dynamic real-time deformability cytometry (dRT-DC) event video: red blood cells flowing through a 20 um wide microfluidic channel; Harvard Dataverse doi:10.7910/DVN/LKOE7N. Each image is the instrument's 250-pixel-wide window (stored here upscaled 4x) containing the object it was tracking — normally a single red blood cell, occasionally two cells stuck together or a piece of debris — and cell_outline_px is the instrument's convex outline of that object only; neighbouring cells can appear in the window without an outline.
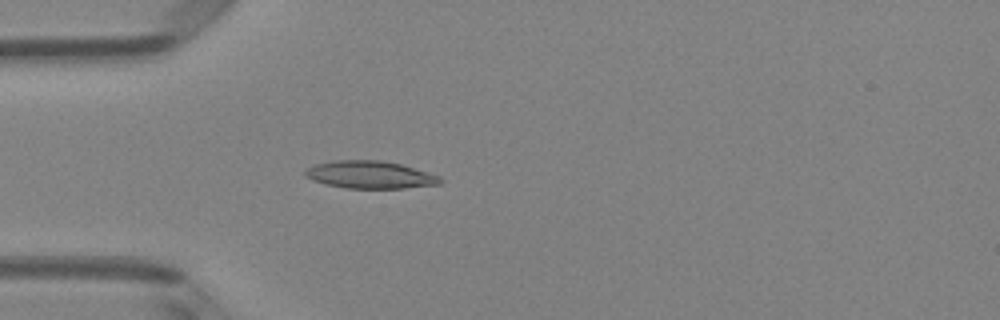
{"species": "Egyptian fruit bat (a non-hibernating species)", "species_latin": "Rousettus aegyptiacus", "temperature_condition": "room temperature", "stored_images_in_passage": 44, "camera_frame_rate_fps": 3000, "um_per_image_px": 0.085, "animal": {"sex": "female"}, "frame": {"image": 1, "passage_image": 8, "time_ms": 2.333, "image_size_px": [1000, 320], "cell_outline_px": [[444, 180], [440, 184], [404, 188], [344, 188], [324, 184], [312, 180], [304, 176], [304, 172], [308, 168], [316, 164], [336, 160], [380, 160], [400, 164], [440, 176]], "centroid_in_image_um": [31.44, 14.86], "position_along_channel_um": 53.6, "area_um2": 21.62}}
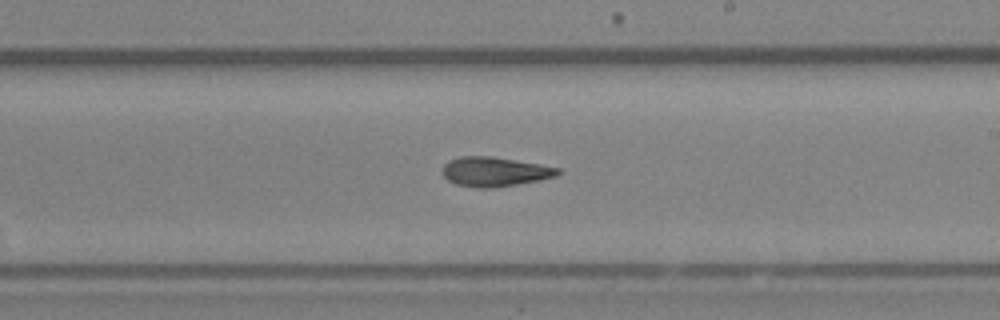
{"frame": {"image": 2, "passage_image": 23, "time_ms": 7.333, "image_size_px": [1000, 320], "cell_outline_px": [[560, 172], [556, 176], [540, 180], [492, 188], [476, 188], [456, 184], [448, 180], [444, 176], [444, 164], [448, 160], [460, 156], [492, 156], [540, 164], [560, 168]], "centroid_in_image_um": [42.05, 14.59], "position_along_channel_um": 247.0, "area_um2": 19.77}}
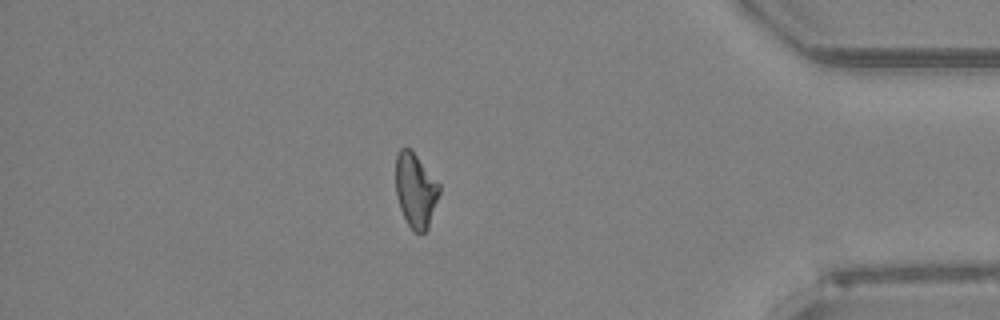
{"frame": {"image": 3, "passage_image": 37, "time_ms": 12.0, "image_size_px": [1000, 320], "cell_outline_px": [[440, 192], [428, 228], [424, 232], [412, 232], [400, 208], [396, 192], [396, 152], [404, 144], [412, 148], [440, 184]], "centroid_in_image_um": [35.32, 16.1], "position_along_channel_um": 399.9, "area_um2": 19.25}, "authors_computed_cell_mechanics": {"area_um2": 19.6809, "velocity_mm_per_s": 4.0371, "shape_relaxation_time_tau1_ms": null, "shape_relaxation_time_tau2_ms": 4.6852, "deformation_change_tau1": null, "deformation_change_tau2": 0.1467}}